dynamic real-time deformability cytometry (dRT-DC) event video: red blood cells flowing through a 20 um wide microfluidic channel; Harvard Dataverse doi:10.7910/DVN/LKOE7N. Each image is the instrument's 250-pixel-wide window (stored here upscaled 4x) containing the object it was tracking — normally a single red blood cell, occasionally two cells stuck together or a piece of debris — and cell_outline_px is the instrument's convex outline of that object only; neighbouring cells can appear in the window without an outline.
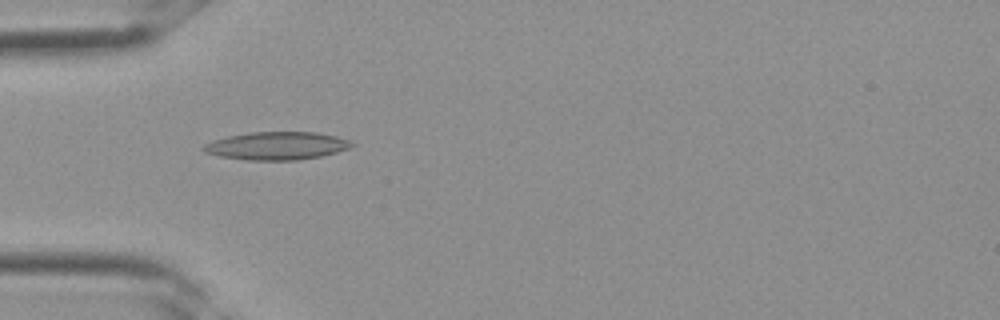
{"species": "Egyptian fruit bat (a non-hibernating species)", "species_latin": "Rousettus aegyptiacus", "temperature_condition": "room temperature", "stored_images_in_passage": 34, "camera_frame_rate_fps": 3000, "um_per_image_px": 0.085, "frame": {"image": 1, "passage_image": 10, "time_ms": 3.0, "image_size_px": [1000, 320], "cell_outline_px": [[356, 144], [348, 148], [336, 152], [320, 156], [296, 160], [248, 160], [216, 156], [204, 152], [200, 148], [204, 144], [212, 140], [228, 136], [252, 132], [316, 132], [336, 136], [348, 140]], "centroid_in_image_um": [23.47, 12.39], "position_along_channel_um": 61.5, "area_um2": 24.16}}
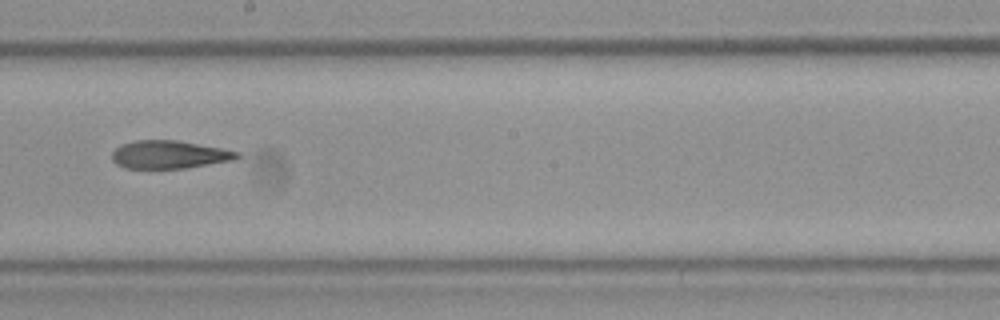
{"frame": {"image": 2, "passage_image": 19, "time_ms": 6.0, "image_size_px": [1000, 320], "cell_outline_px": [[240, 156], [232, 160], [184, 168], [124, 168], [116, 164], [112, 160], [112, 152], [120, 144], [136, 140], [176, 140], [220, 148], [240, 152]], "centroid_in_image_um": [14.33, 13.13], "position_along_channel_um": 233.9, "area_um2": 20.23}}
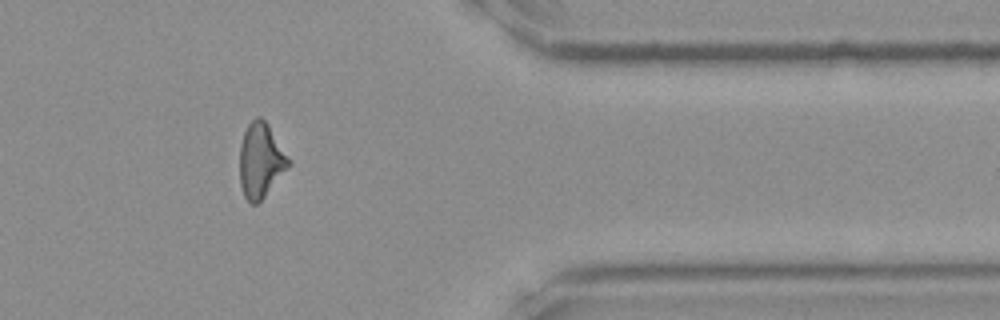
{"frame": {"image": 3, "passage_image": 28, "time_ms": 9.0, "image_size_px": [1000, 320], "cell_outline_px": [[292, 164], [264, 196], [256, 204], [252, 204], [244, 196], [240, 184], [240, 144], [244, 132], [248, 124], [256, 116], [260, 116], [268, 124], [292, 160]], "centroid_in_image_um": [22.18, 13.61], "position_along_channel_um": 389.2, "area_um2": 21.39}}